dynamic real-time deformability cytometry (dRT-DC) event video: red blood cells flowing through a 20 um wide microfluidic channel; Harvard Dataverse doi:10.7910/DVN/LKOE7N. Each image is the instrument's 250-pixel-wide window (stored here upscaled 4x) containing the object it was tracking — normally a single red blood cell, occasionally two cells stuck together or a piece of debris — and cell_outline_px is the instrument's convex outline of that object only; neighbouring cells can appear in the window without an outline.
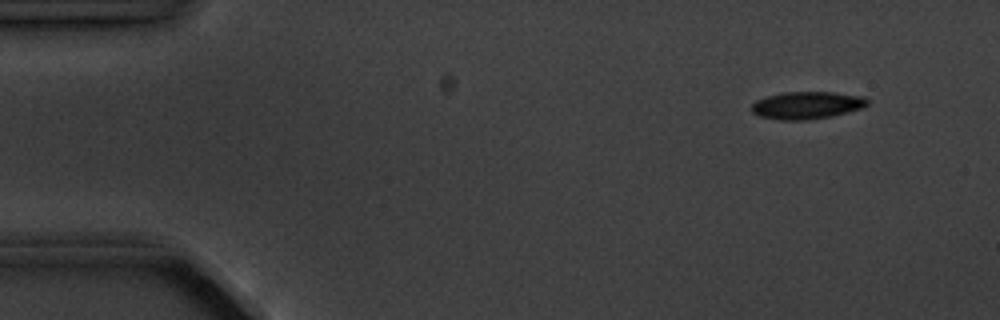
{"species": "common noctule bat (a hibernating species)", "species_latin": "Nyctalus noctula", "temperature_condition": "cold", "stored_images_in_passage": 5, "camera_frame_rate_fps": 3000, "um_per_image_px": 0.085, "animal": {"sex": "male", "body_mass_g": 20.1, "forearm_length_mm": 53.5}, "frame": {"image": 1, "passage_image": 2, "time_ms": 1.333, "image_size_px": [1000, 320], "cell_outline_px": [[868, 104], [860, 108], [848, 112], [832, 116], [808, 120], [780, 120], [760, 116], [752, 112], [752, 104], [756, 100], [768, 96], [784, 92], [832, 92], [864, 96], [868, 100]], "centroid_in_image_um": [68.59, 8.95], "position_along_channel_um": 16.4, "area_um2": 18.44}}
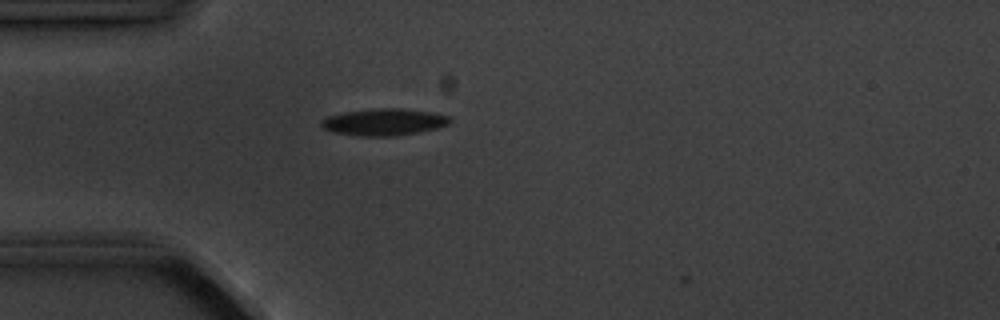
{"frame": {"image": 2, "passage_image": 5, "time_ms": 4.667, "image_size_px": [1000, 320], "cell_outline_px": [[452, 120], [448, 124], [436, 128], [396, 136], [360, 136], [332, 132], [324, 128], [320, 124], [328, 116], [344, 112], [376, 108], [404, 108], [428, 112], [448, 116]], "centroid_in_image_um": [32.62, 10.37], "position_along_channel_um": 52.4, "area_um2": 19.88}}